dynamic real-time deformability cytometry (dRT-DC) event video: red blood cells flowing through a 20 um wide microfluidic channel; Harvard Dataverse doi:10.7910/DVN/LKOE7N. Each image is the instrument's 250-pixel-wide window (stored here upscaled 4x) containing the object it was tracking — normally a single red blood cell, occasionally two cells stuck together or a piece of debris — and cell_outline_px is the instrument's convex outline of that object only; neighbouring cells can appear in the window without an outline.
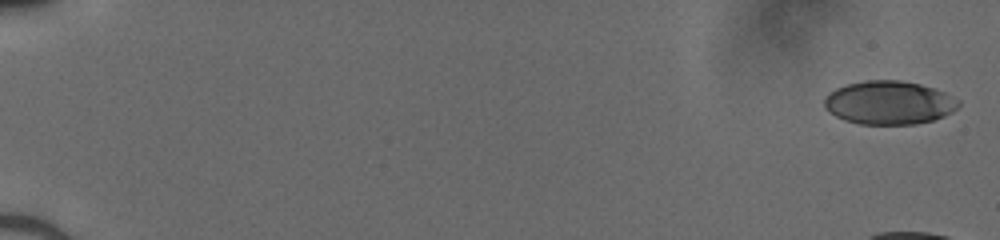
{"species": "human", "species_latin": "Homo sapiens", "temperature_condition": "cold", "stored_images_in_passage": 8, "camera_frame_rate_fps": 3000, "um_per_image_px": 0.085, "donor": {"sex": "male"}, "frame": {"image": 1, "passage_image": 1, "time_ms": 0.0, "image_size_px": [1000, 240], "cell_outline_px": [[960, 104], [952, 112], [944, 116], [932, 120], [916, 124], [860, 124], [844, 120], [828, 112], [824, 108], [824, 100], [836, 88], [848, 84], [864, 80], [900, 80], [920, 84], [944, 92], [960, 100]], "centroid_in_image_um": [75.57, 8.73], "position_along_channel_um": 9.4, "area_um2": 33.93}}